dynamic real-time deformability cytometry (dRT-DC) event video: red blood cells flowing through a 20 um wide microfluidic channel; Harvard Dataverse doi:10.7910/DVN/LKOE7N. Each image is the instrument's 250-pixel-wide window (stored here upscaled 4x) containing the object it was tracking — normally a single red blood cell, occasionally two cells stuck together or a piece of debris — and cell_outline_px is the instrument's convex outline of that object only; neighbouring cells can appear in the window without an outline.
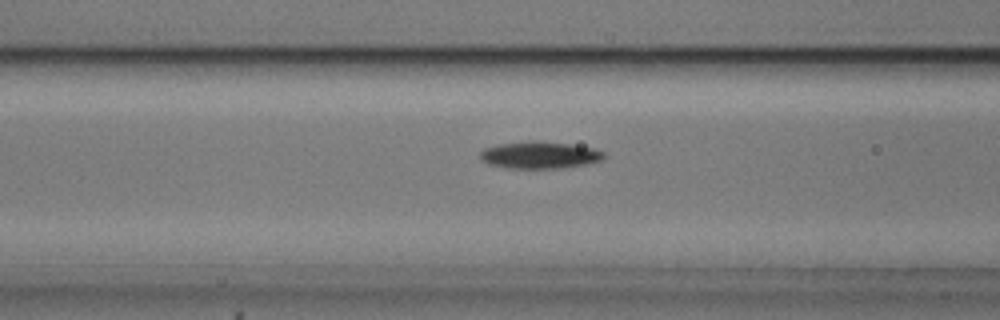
{"species": "common noctule bat (a hibernating species)", "species_latin": "Nyctalus noctula", "temperature_condition": "cold", "stored_images_in_passage": 8, "camera_frame_rate_fps": 3000, "um_per_image_px": 0.085, "animal": {"sex": "male", "body_mass_g": 20.5, "forearm_length_mm": 52.5}, "frame": {"image": 1, "passage_image": 6, "time_ms": 1.667, "image_size_px": [1000, 320], "cell_outline_px": [[608, 156], [604, 160], [584, 164], [560, 168], [508, 168], [488, 164], [480, 160], [480, 152], [484, 148], [500, 144], [528, 140], [532, 140], [572, 144], [596, 148], [604, 152]], "centroid_in_image_um": [45.9, 13.17], "position_along_channel_um": 120.7, "area_um2": 19.77}}